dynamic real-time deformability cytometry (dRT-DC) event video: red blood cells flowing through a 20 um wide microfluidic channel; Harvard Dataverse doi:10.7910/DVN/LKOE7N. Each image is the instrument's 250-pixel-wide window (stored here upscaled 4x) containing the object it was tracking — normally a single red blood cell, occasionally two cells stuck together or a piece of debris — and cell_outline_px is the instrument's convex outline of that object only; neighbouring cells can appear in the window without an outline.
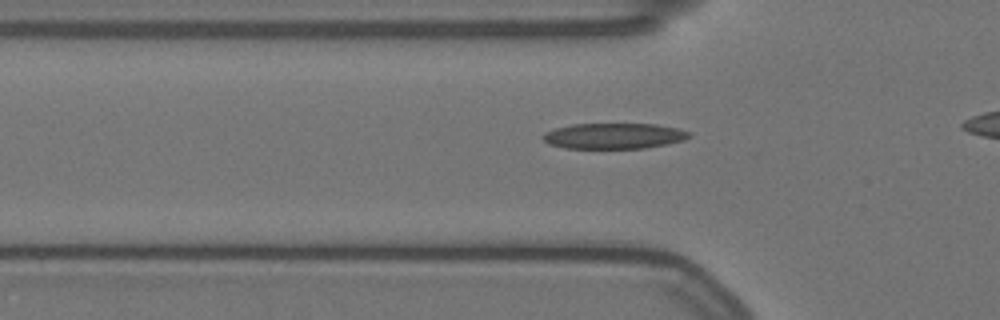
{"species": "Egyptian fruit bat (a non-hibernating species)", "species_latin": "Rousettus aegyptiacus", "temperature_condition": "warm", "stored_images_in_passage": 21, "camera_frame_rate_fps": 3000, "um_per_image_px": 0.085, "animal": {"sex": "female"}, "frame": {"image": 1, "passage_image": 4, "time_ms": 1.0, "image_size_px": [1000, 320], "cell_outline_px": [[692, 136], [684, 140], [668, 144], [644, 148], [564, 148], [548, 144], [540, 136], [544, 132], [556, 128], [572, 124], [656, 124], [676, 128], [692, 132]], "centroid_in_image_um": [52.18, 11.55], "position_along_channel_um": 73.6, "area_um2": 22.02}}
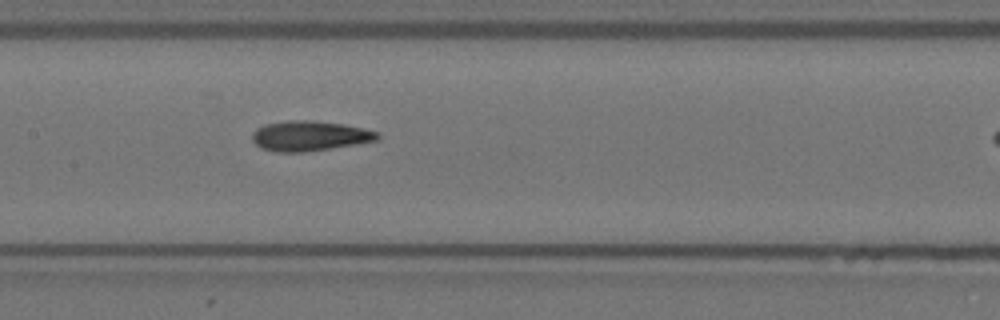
{"frame": {"image": 2, "passage_image": 13, "time_ms": 4.0, "image_size_px": [1000, 320], "cell_outline_px": [[380, 136], [376, 140], [356, 144], [300, 152], [276, 152], [260, 148], [252, 140], [252, 132], [256, 128], [264, 124], [288, 120], [312, 120], [340, 124], [364, 128], [376, 132]], "centroid_in_image_um": [26.24, 11.54], "position_along_channel_um": 181.2, "area_um2": 21.73}}
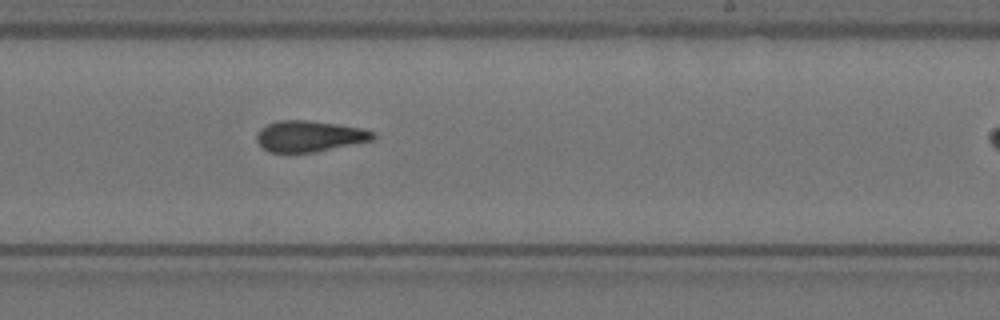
{"frame": {"image": 3, "passage_image": 20, "time_ms": 6.333, "image_size_px": [1000, 320], "cell_outline_px": [[376, 136], [372, 140], [316, 152], [268, 152], [256, 140], [256, 136], [260, 128], [276, 120], [308, 120], [364, 128], [376, 132]], "centroid_in_image_um": [26.31, 11.57], "position_along_channel_um": 262.7, "area_um2": 21.1}}